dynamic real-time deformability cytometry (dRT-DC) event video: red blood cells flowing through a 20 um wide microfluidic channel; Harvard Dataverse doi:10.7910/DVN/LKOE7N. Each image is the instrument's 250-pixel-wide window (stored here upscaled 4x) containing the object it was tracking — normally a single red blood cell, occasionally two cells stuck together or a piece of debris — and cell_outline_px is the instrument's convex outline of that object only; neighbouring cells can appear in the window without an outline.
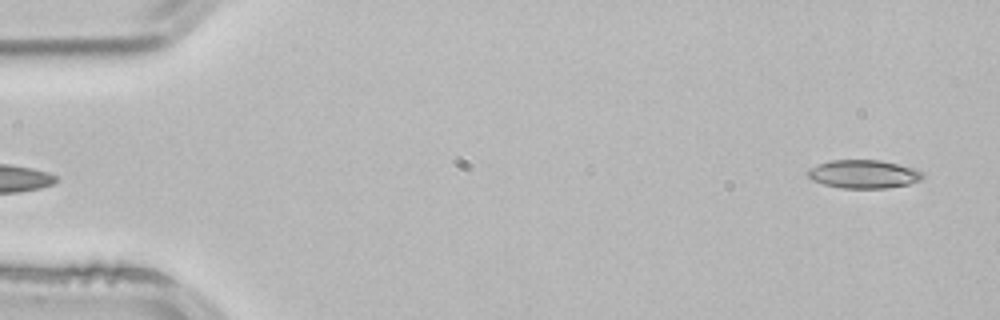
{"species": "common noctule bat (a hibernating species)", "species_latin": "Nyctalus noctula", "temperature_condition": "room temperature", "stored_images_in_passage": 2, "segment_of_instrument_passage": [2, 2], "camera_frame_rate_fps": 3000, "um_per_image_px": 0.085, "animal": {"sex": "male", "body_mass_g": 21.5, "forearm_length_mm": 52.0}, "frame": {"image": 1, "passage_image": 2, "time_ms": 0.333, "image_size_px": [1000, 320], "cell_outline_px": [[924, 176], [920, 180], [908, 184], [884, 188], [840, 188], [824, 184], [812, 180], [808, 176], [808, 168], [832, 160], [880, 160], [912, 168], [924, 172]], "centroid_in_image_um": [73.4, 14.8], "position_along_channel_um": 11.6, "area_um2": 18.79}}